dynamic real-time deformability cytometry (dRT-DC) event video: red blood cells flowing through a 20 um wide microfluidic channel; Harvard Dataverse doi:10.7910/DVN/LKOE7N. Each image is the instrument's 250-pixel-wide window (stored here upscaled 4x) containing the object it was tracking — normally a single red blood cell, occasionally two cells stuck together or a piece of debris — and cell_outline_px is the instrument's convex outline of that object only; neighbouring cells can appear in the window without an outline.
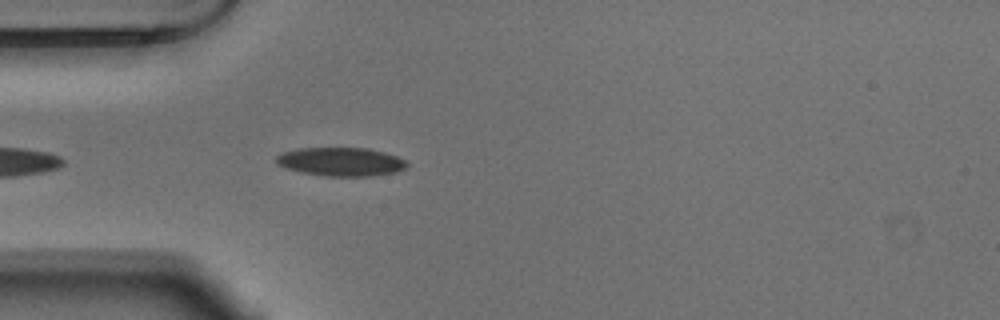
{"species": "Egyptian fruit bat (a non-hibernating species)", "species_latin": "Rousettus aegyptiacus", "temperature_condition": "warm", "stored_images_in_passage": 9, "camera_frame_rate_fps": 3000, "um_per_image_px": 0.085, "animal": {"sex": "male"}, "frame": {"image": 1, "passage_image": 4, "time_ms": 1.0, "image_size_px": [1000, 320], "cell_outline_px": [[408, 168], [396, 172], [372, 176], [324, 176], [304, 172], [288, 168], [276, 164], [276, 156], [284, 152], [300, 148], [368, 148], [384, 152], [408, 160]], "centroid_in_image_um": [29.05, 13.75], "position_along_channel_um": 56.0, "area_um2": 21.79}}